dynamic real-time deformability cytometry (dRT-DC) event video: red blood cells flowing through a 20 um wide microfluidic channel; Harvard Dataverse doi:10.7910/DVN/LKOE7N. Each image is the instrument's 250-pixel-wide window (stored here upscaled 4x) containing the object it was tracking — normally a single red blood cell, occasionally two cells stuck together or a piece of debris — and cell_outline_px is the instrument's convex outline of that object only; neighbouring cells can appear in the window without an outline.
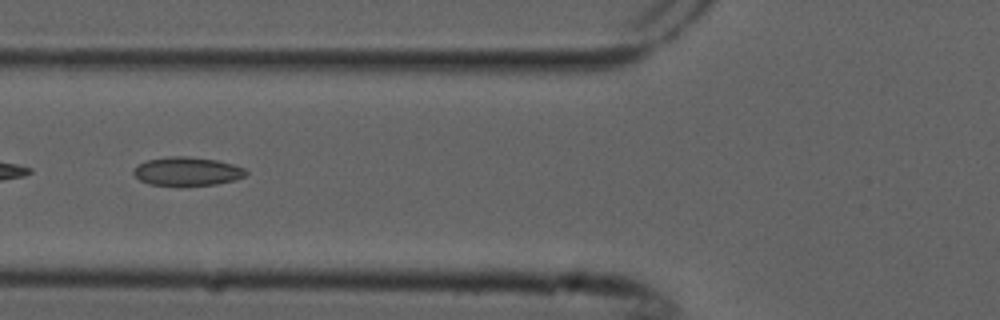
{"species": "common noctule bat (a hibernating species)", "species_latin": "Nyctalus noctula", "temperature_condition": "cold", "stored_images_in_passage": 8, "camera_frame_rate_fps": 3000, "um_per_image_px": 0.085, "animal": {"sex": "male", "forearm_length_mm": 52.5}, "frame": {"image": 1, "passage_image": 6, "time_ms": 1.667, "image_size_px": [1000, 320], "cell_outline_px": [[248, 172], [244, 176], [236, 180], [216, 184], [180, 188], [148, 184], [140, 180], [132, 172], [140, 164], [148, 160], [168, 156], [184, 156], [216, 160], [232, 164], [244, 168]], "centroid_in_image_um": [15.91, 14.61], "position_along_channel_um": 109.9, "area_um2": 19.19}}
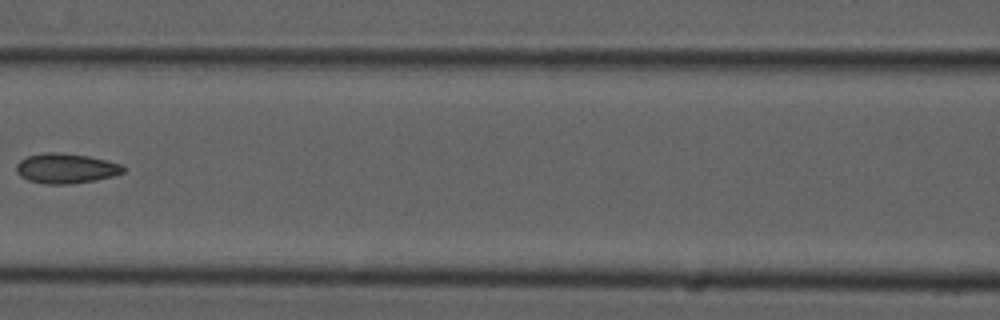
{"frame": {"image": 2, "passage_image": 7, "time_ms": 2.0, "image_size_px": [1000, 320], "cell_outline_px": [[124, 172], [112, 176], [92, 180], [68, 184], [48, 184], [28, 180], [20, 176], [16, 172], [16, 164], [20, 160], [28, 156], [44, 152], [60, 152], [88, 156], [120, 164], [124, 168]], "centroid_in_image_um": [5.55, 14.3], "position_along_channel_um": 161.1, "area_um2": 18.44}}
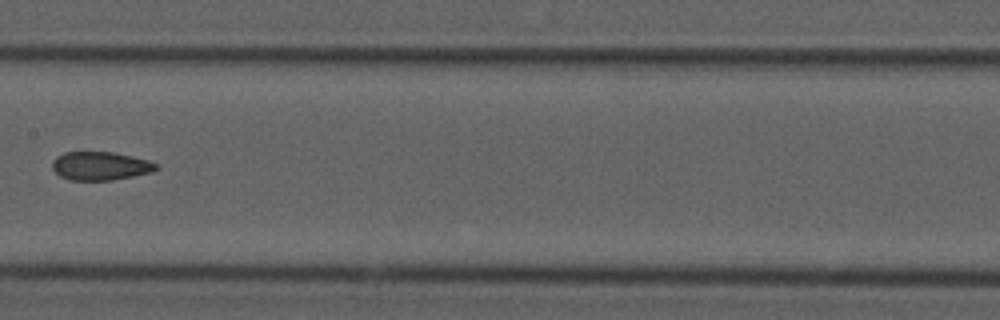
{"frame": {"image": 3, "passage_image": 8, "time_ms": 2.333, "image_size_px": [1000, 320], "cell_outline_px": [[160, 168], [152, 172], [112, 180], [68, 180], [60, 176], [52, 168], [52, 160], [56, 156], [64, 152], [112, 152], [132, 156], [148, 160], [156, 164]], "centroid_in_image_um": [8.51, 14.1], "position_along_channel_um": 198.9, "area_um2": 17.28}}